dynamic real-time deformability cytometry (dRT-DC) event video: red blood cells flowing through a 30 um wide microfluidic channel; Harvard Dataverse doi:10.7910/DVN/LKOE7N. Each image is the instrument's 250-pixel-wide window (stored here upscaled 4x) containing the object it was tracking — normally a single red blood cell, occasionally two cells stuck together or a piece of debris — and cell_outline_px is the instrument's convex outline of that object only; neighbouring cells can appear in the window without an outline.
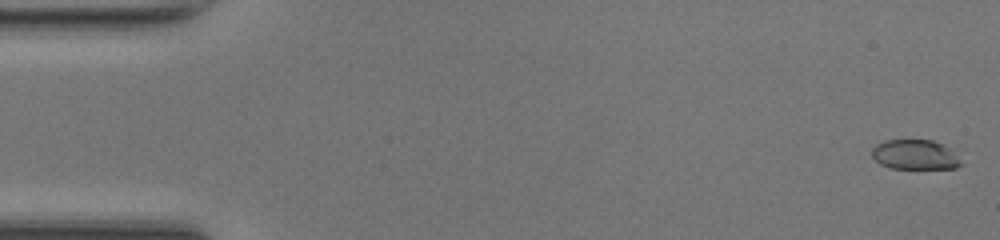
{"species": "common noctule bat (a hibernating species)", "species_latin": "Nyctalus noctula", "temperature_condition": "room temperature", "stored_images_in_passage": 50, "camera_frame_rate_fps": 3000, "um_per_image_px": 0.085, "animal": {"sex": "female", "body_mass_g": 17.0, "forearm_length_mm": 48.0}, "frame": {"image": 1, "passage_image": 1, "time_ms": 0.0, "image_size_px": [1000, 240], "cell_outline_px": [[964, 164], [956, 168], [892, 168], [880, 164], [872, 156], [872, 148], [876, 144], [884, 140], [932, 140], [944, 144]], "centroid_in_image_um": [77.76, 13.14], "position_along_channel_um": 7.2, "area_um2": 15.37}}
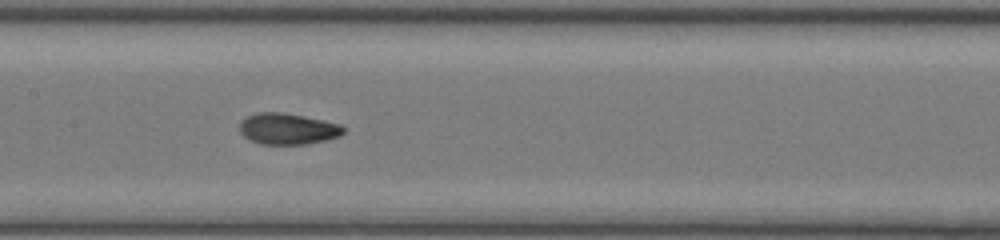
{"frame": {"image": 2, "passage_image": 24, "time_ms": 7.667, "image_size_px": [1000, 240], "cell_outline_px": [[344, 132], [340, 136], [324, 140], [304, 144], [260, 144], [244, 136], [240, 132], [240, 124], [248, 116], [260, 112], [280, 112], [304, 116], [340, 124], [344, 128]], "centroid_in_image_um": [24.47, 10.95], "position_along_channel_um": 182.9, "area_um2": 18.55}}
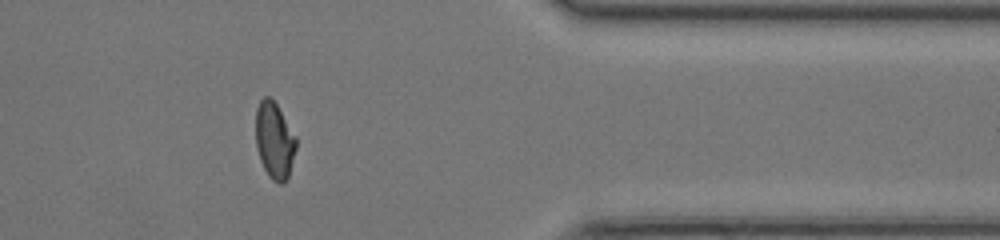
{"frame": {"image": 3, "passage_image": 40, "time_ms": 13.0, "image_size_px": [1000, 240], "cell_outline_px": [[296, 148], [288, 176], [280, 184], [272, 180], [268, 176], [260, 160], [256, 148], [256, 108], [260, 100], [264, 96], [268, 96], [276, 104], [296, 136]], "centroid_in_image_um": [23.31, 11.93], "position_along_channel_um": 388.1, "area_um2": 17.86}, "authors_computed_cell_mechanics": {"area_um2": 18.4093, "velocity_mm_per_s": 4.2533, "shape_relaxation_time_tau1_ms": 7.4436, "shape_relaxation_time_tau2_ms": 1.0372, "deformation_change_tau1": 0.2336, "deformation_change_tau2": 0.0565}}